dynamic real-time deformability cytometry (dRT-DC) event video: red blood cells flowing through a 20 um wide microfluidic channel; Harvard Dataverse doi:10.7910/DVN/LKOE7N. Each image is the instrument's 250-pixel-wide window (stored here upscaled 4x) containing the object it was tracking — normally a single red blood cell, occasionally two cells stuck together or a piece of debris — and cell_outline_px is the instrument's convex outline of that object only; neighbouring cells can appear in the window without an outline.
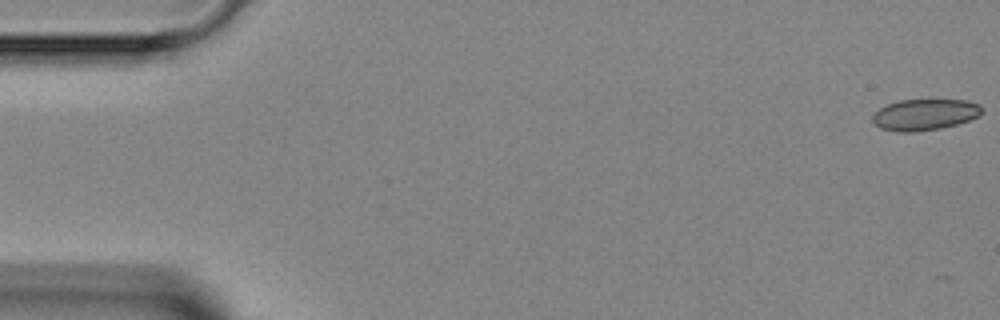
{"species": "Egyptian fruit bat (a non-hibernating species)", "species_latin": "Rousettus aegyptiacus", "temperature_condition": "room temperature", "stored_images_in_passage": 4, "segment_of_instrument_passage": [1, 2], "camera_frame_rate_fps": 3000, "um_per_image_px": 0.085, "animal": {"sex": "female"}, "frame": {"image": 1, "passage_image": 1, "time_ms": 0.0, "image_size_px": [1000, 320], "cell_outline_px": [[984, 108], [980, 116], [956, 124], [940, 128], [912, 132], [900, 132], [880, 128], [872, 124], [872, 116], [880, 108], [888, 104], [900, 100], [968, 100], [980, 104]], "centroid_in_image_um": [78.61, 9.74], "position_along_channel_um": 6.4, "area_um2": 19.94}}